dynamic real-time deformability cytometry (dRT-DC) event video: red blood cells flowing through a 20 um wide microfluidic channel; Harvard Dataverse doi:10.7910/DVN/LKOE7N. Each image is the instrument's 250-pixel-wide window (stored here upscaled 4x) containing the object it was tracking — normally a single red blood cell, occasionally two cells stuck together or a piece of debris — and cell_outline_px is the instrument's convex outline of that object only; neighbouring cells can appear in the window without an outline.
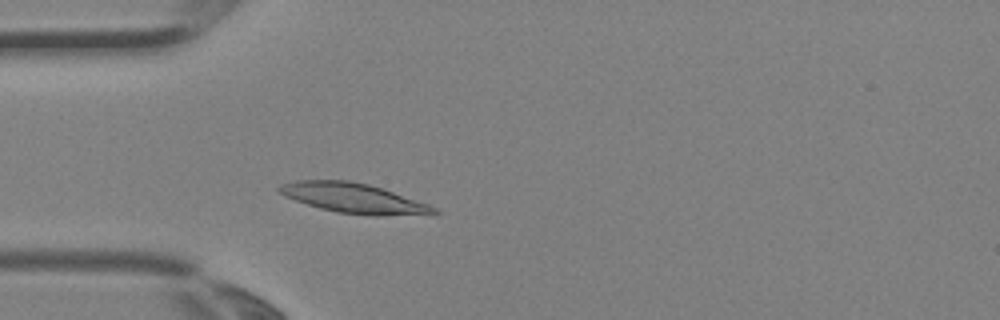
{"species": "Egyptian fruit bat (a non-hibernating species)", "species_latin": "Rousettus aegyptiacus", "temperature_condition": "room temperature", "stored_images_in_passage": 2, "camera_frame_rate_fps": 3000, "um_per_image_px": 0.085, "animal": {"sex": "female"}, "frame": {"image": 1, "passage_image": 2, "time_ms": 0.333, "image_size_px": [1000, 320], "cell_outline_px": [[440, 212], [436, 216], [376, 216], [336, 212], [320, 208], [296, 200], [280, 192], [276, 188], [280, 184], [296, 180], [348, 180], [368, 184], [384, 188], [428, 204], [436, 208]], "centroid_in_image_um": [30.2, 16.87], "position_along_channel_um": 54.8, "area_um2": 27.34}}